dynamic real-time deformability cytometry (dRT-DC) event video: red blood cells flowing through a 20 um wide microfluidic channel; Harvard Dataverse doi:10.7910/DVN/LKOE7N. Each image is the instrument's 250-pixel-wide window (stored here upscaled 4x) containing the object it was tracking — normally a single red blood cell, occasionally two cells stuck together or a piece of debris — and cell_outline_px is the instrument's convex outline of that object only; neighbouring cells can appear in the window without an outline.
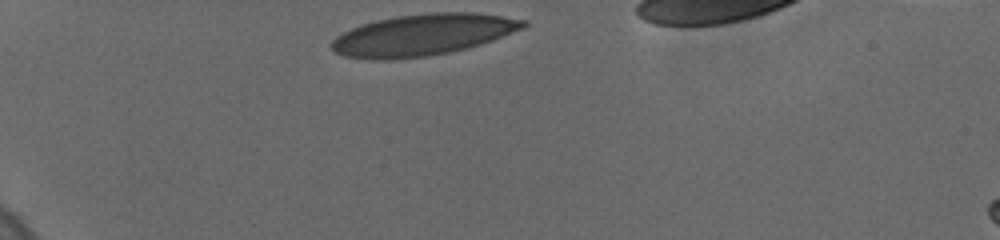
{"species": "human", "species_latin": "Homo sapiens", "temperature_condition": "cold", "stored_images_in_passage": 5, "camera_frame_rate_fps": 3000, "um_per_image_px": 0.085, "donor": {"sex": "female"}, "frame": {"image": 1, "passage_image": 1, "time_ms": 0.0, "image_size_px": [1000, 240], "cell_outline_px": [[528, 24], [520, 28], [492, 40], [480, 44], [448, 52], [424, 56], [388, 60], [376, 60], [344, 56], [336, 52], [332, 48], [332, 40], [336, 36], [352, 28], [376, 20], [396, 16], [432, 12], [472, 12], [528, 20]], "centroid_in_image_um": [35.9, 2.95], "position_along_channel_um": 49.1, "area_um2": 45.6}}